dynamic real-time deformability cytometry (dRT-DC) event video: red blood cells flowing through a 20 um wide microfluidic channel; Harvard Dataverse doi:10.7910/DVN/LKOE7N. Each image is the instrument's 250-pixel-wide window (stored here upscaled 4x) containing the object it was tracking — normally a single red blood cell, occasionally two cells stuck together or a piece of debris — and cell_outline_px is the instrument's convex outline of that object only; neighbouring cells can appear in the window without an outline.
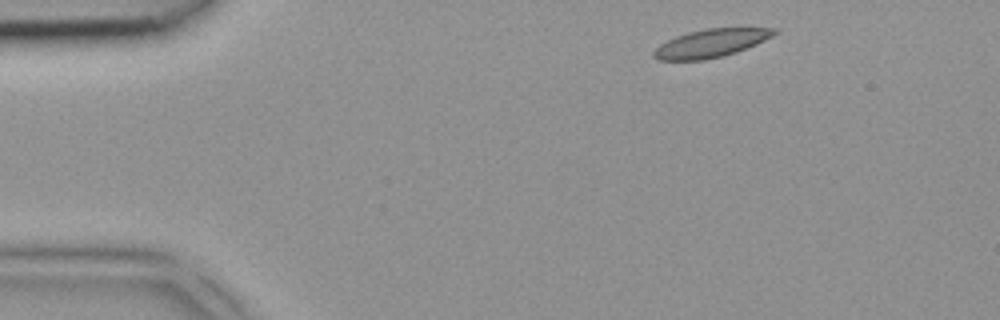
{"species": "common noctule bat (a hibernating species)", "species_latin": "Nyctalus noctula", "temperature_condition": "room temperature", "stored_images_in_passage": 3, "segment_of_instrument_passage": [1, 2], "camera_frame_rate_fps": 3000, "um_per_image_px": 0.085, "animal": {"sex": "female", "body_mass_g": 18.4}, "frame": {"image": 1, "passage_image": 1, "time_ms": 0.0, "image_size_px": [1000, 320], "cell_outline_px": [[780, 32], [756, 44], [736, 52], [724, 56], [704, 60], [656, 60], [652, 56], [652, 52], [660, 44], [676, 36], [688, 32], [708, 28], [776, 28]], "centroid_in_image_um": [60.42, 3.68], "position_along_channel_um": 24.6, "area_um2": 19.77}}